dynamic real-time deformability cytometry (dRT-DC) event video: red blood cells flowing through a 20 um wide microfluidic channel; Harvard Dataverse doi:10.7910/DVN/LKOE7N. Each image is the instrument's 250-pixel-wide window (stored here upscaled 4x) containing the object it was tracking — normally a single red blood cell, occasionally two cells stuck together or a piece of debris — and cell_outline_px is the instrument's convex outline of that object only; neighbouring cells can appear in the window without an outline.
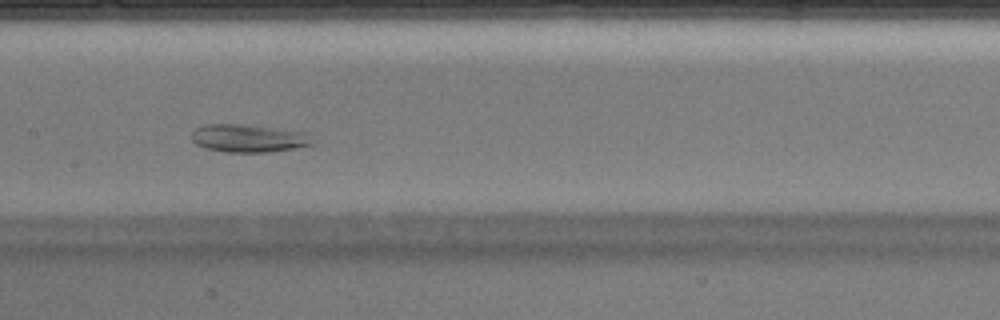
{"species": "Egyptian fruit bat (a non-hibernating species)", "species_latin": "Rousettus aegyptiacus", "temperature_condition": "warm", "stored_images_in_passage": 34, "camera_frame_rate_fps": 3000, "um_per_image_px": 0.085, "animal": {"sex": "male"}, "frame": {"image": 1, "passage_image": 11, "time_ms": 3.333, "image_size_px": [1000, 320], "cell_outline_px": [[312, 144], [292, 148], [268, 152], [224, 152], [204, 148], [196, 144], [192, 140], [192, 132], [196, 128], [204, 124], [240, 124], [304, 132]], "centroid_in_image_um": [21.0, 11.76], "position_along_channel_um": 186.4, "area_um2": 19.19}}